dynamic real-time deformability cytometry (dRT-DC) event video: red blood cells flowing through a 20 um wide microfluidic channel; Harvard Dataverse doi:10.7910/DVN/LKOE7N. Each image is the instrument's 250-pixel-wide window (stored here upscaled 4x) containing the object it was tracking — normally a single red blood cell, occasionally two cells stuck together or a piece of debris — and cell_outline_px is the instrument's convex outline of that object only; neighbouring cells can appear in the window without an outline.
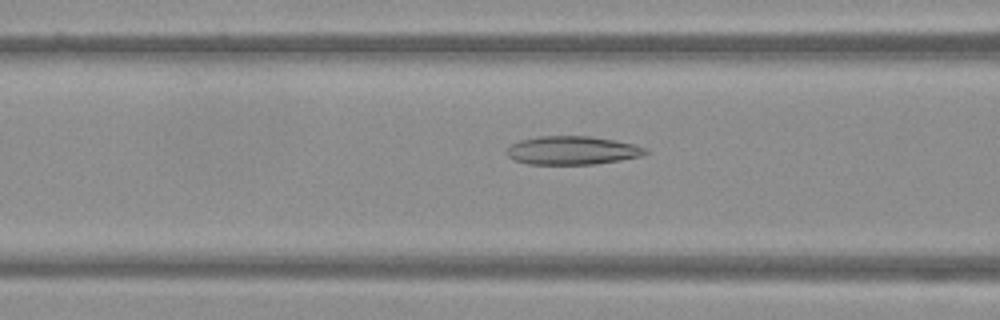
{"species": "Egyptian fruit bat (a non-hibernating species)", "species_latin": "Rousettus aegyptiacus", "temperature_condition": "warm", "stored_images_in_passage": 50, "camera_frame_rate_fps": 3000, "um_per_image_px": 0.085, "frame": {"image": 1, "passage_image": 20, "time_ms": 6.333, "image_size_px": [1000, 320], "cell_outline_px": [[648, 152], [640, 156], [620, 160], [596, 164], [528, 164], [512, 160], [504, 152], [512, 144], [520, 140], [540, 136], [588, 136], [636, 144], [648, 148]], "centroid_in_image_um": [48.63, 12.79], "position_along_channel_um": 118.0, "area_um2": 23.06}}
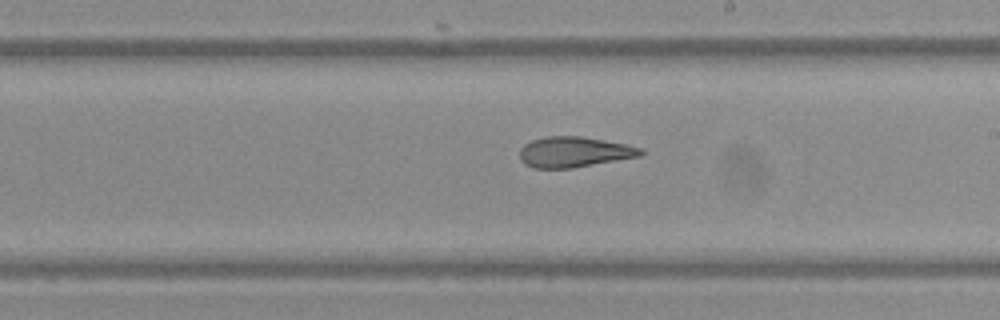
{"frame": {"image": 2, "passage_image": 29, "time_ms": 9.333, "image_size_px": [1000, 320], "cell_outline_px": [[644, 152], [640, 156], [572, 168], [532, 168], [524, 164], [520, 160], [520, 148], [524, 144], [532, 140], [548, 136], [580, 136], [604, 140], [624, 144], [640, 148]], "centroid_in_image_um": [48.75, 12.92], "position_along_channel_um": 240.3, "area_um2": 21.39}}
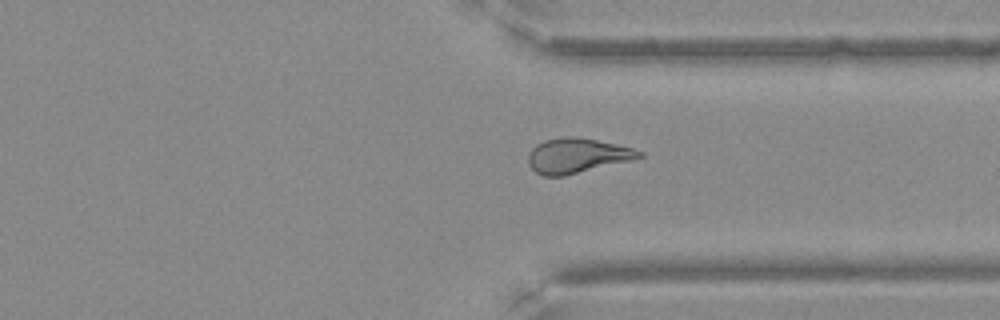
{"frame": {"image": 3, "passage_image": 38, "time_ms": 12.333, "image_size_px": [1000, 320], "cell_outline_px": [[644, 156], [632, 160], [564, 176], [544, 176], [536, 172], [528, 164], [528, 152], [536, 144], [544, 140], [564, 136], [568, 136], [596, 140], [632, 148], [644, 152]], "centroid_in_image_um": [49.03, 13.23], "position_along_channel_um": 362.4, "area_um2": 22.43}}